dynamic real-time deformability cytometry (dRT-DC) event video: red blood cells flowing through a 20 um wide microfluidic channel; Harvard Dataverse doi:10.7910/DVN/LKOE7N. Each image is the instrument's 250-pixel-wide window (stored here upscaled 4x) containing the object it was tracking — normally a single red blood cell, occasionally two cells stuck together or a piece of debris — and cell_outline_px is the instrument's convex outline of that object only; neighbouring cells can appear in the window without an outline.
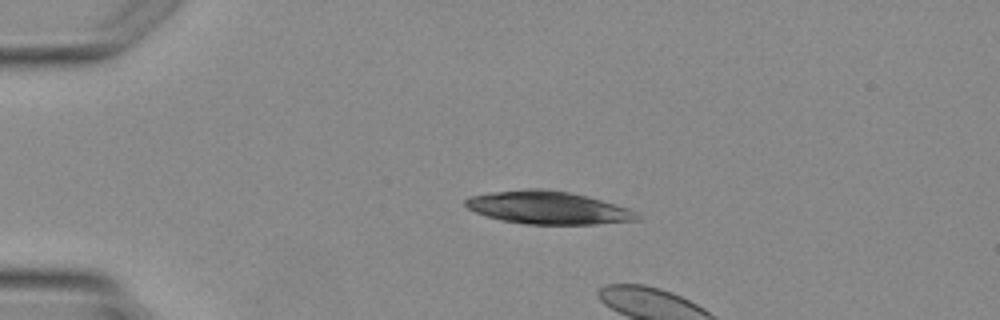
{"species": "Egyptian fruit bat (a non-hibernating species)", "species_latin": "Rousettus aegyptiacus", "temperature_condition": "warm", "stored_images_in_passage": 3, "camera_frame_rate_fps": 3000, "um_per_image_px": 0.085, "animal": {"sex": "female"}, "frame": {"image": 1, "passage_image": 2, "time_ms": 1.333, "image_size_px": [1000, 320], "cell_outline_px": [[640, 220], [596, 224], [524, 224], [500, 220], [476, 212], [468, 208], [464, 204], [464, 200], [468, 196], [492, 192], [528, 188], [540, 188], [568, 192], [616, 204], [640, 212]], "centroid_in_image_um": [46.59, 17.65], "position_along_channel_um": 38.4, "area_um2": 32.89}}